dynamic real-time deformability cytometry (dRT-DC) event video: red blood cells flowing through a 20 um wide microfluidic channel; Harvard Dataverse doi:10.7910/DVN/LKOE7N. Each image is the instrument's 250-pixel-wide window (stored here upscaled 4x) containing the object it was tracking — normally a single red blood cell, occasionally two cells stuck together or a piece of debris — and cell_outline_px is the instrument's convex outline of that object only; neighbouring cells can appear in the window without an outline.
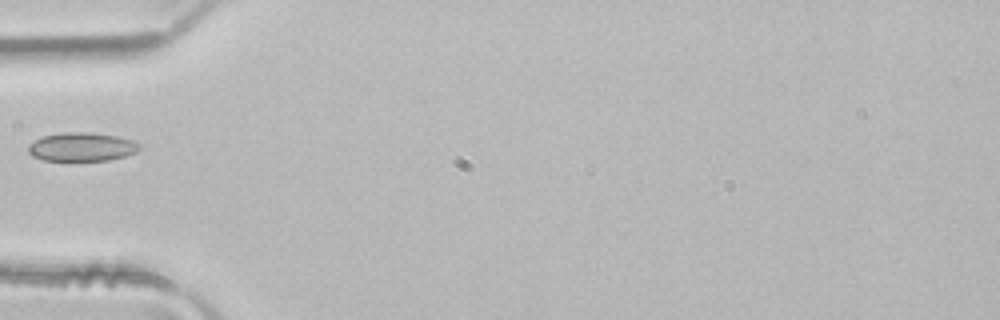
{"species": "common noctule bat (a hibernating species)", "species_latin": "Nyctalus noctula", "temperature_condition": "room temperature", "stored_images_in_passage": 2, "camera_frame_rate_fps": 3000, "um_per_image_px": 0.085, "animal": {"sex": "male", "body_mass_g": 21.5, "forearm_length_mm": 52.0}, "frame": {"image": 1, "passage_image": 1, "time_ms": 0.0, "image_size_px": [1000, 320], "cell_outline_px": [[140, 148], [136, 152], [124, 156], [108, 160], [44, 160], [32, 156], [28, 152], [28, 144], [44, 136], [64, 132], [88, 132], [116, 136], [132, 140], [140, 144]], "centroid_in_image_um": [6.94, 12.48], "position_along_channel_um": 78.1, "area_um2": 18.38}}
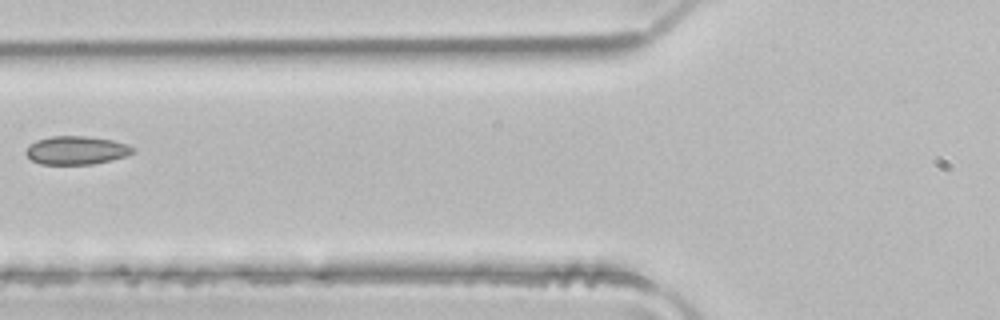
{"frame": {"image": 2, "passage_image": 2, "time_ms": 0.333, "image_size_px": [1000, 320], "cell_outline_px": [[136, 152], [124, 156], [92, 164], [40, 164], [32, 160], [24, 152], [28, 144], [36, 140], [48, 136], [88, 136], [112, 140], [128, 144], [136, 148]], "centroid_in_image_um": [6.47, 12.76], "position_along_channel_um": 119.3, "area_um2": 17.8}}